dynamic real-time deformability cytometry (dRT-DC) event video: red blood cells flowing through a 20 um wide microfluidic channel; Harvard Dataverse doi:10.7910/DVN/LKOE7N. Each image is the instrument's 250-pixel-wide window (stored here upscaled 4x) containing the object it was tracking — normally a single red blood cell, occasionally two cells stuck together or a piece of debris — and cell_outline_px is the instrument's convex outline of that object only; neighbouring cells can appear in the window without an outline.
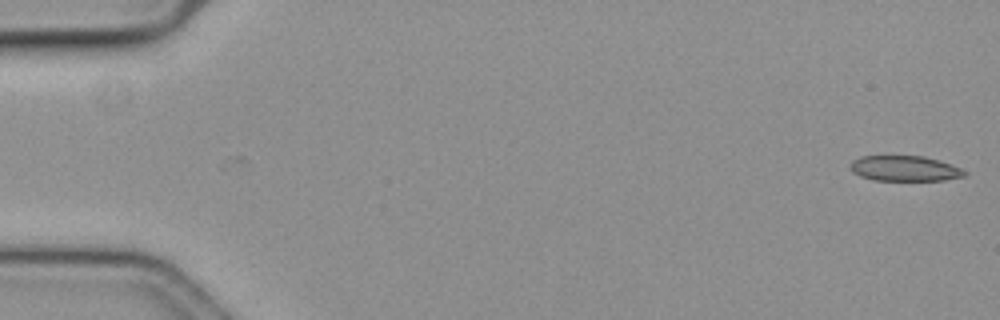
{"species": "common noctule bat (a hibernating species)", "species_latin": "Nyctalus noctula", "temperature_condition": "cold", "stored_images_in_passage": 2, "camera_frame_rate_fps": 3000, "um_per_image_px": 0.085, "animal": {"sex": "female", "body_mass_g": 19.3, "forearm_length_mm": 54.1}, "frame": {"image": 1, "passage_image": 2, "time_ms": 0.333, "image_size_px": [1000, 320], "cell_outline_px": [[968, 172], [964, 176], [944, 180], [872, 180], [860, 176], [852, 172], [852, 160], [860, 156], [924, 156], [960, 168]], "centroid_in_image_um": [76.87, 14.32], "position_along_channel_um": 8.1, "area_um2": 16.65}}